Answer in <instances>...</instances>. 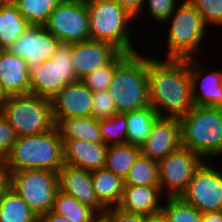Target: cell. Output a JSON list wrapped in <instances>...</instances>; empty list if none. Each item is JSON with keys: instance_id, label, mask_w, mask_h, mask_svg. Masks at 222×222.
Wrapping results in <instances>:
<instances>
[{"instance_id": "obj_1", "label": "cell", "mask_w": 222, "mask_h": 222, "mask_svg": "<svg viewBox=\"0 0 222 222\" xmlns=\"http://www.w3.org/2000/svg\"><path fill=\"white\" fill-rule=\"evenodd\" d=\"M147 54L149 103L159 117L180 118L193 107L188 59Z\"/></svg>"}, {"instance_id": "obj_2", "label": "cell", "mask_w": 222, "mask_h": 222, "mask_svg": "<svg viewBox=\"0 0 222 222\" xmlns=\"http://www.w3.org/2000/svg\"><path fill=\"white\" fill-rule=\"evenodd\" d=\"M162 28L166 34L163 41L161 39L159 42L163 43L165 40L164 51H161L163 55H158V50L153 55L174 59L198 58L204 56L203 54L207 56L203 53L206 51L203 48L213 34L189 0H182L176 6L172 15L162 24Z\"/></svg>"}, {"instance_id": "obj_3", "label": "cell", "mask_w": 222, "mask_h": 222, "mask_svg": "<svg viewBox=\"0 0 222 222\" xmlns=\"http://www.w3.org/2000/svg\"><path fill=\"white\" fill-rule=\"evenodd\" d=\"M89 16L90 39L108 42L121 52H139L138 37L133 30L139 22L115 0H86ZM133 29V30H132ZM135 34V35H134ZM135 37V39H133ZM133 39V40H132ZM139 46L137 47V45ZM144 47V48H143Z\"/></svg>"}, {"instance_id": "obj_4", "label": "cell", "mask_w": 222, "mask_h": 222, "mask_svg": "<svg viewBox=\"0 0 222 222\" xmlns=\"http://www.w3.org/2000/svg\"><path fill=\"white\" fill-rule=\"evenodd\" d=\"M181 146L206 161L222 157V108L194 106L179 118Z\"/></svg>"}, {"instance_id": "obj_5", "label": "cell", "mask_w": 222, "mask_h": 222, "mask_svg": "<svg viewBox=\"0 0 222 222\" xmlns=\"http://www.w3.org/2000/svg\"><path fill=\"white\" fill-rule=\"evenodd\" d=\"M4 164L10 172L43 169L58 173L64 160L63 141L56 126L43 134L18 137Z\"/></svg>"}, {"instance_id": "obj_6", "label": "cell", "mask_w": 222, "mask_h": 222, "mask_svg": "<svg viewBox=\"0 0 222 222\" xmlns=\"http://www.w3.org/2000/svg\"><path fill=\"white\" fill-rule=\"evenodd\" d=\"M147 53L129 54L116 68L108 88L117 113H128L149 106Z\"/></svg>"}, {"instance_id": "obj_7", "label": "cell", "mask_w": 222, "mask_h": 222, "mask_svg": "<svg viewBox=\"0 0 222 222\" xmlns=\"http://www.w3.org/2000/svg\"><path fill=\"white\" fill-rule=\"evenodd\" d=\"M0 114L18 137L43 134L55 127L51 100L33 94L9 96Z\"/></svg>"}, {"instance_id": "obj_8", "label": "cell", "mask_w": 222, "mask_h": 222, "mask_svg": "<svg viewBox=\"0 0 222 222\" xmlns=\"http://www.w3.org/2000/svg\"><path fill=\"white\" fill-rule=\"evenodd\" d=\"M71 53L72 43H59L51 59L30 67L29 94L51 100L66 84L78 81Z\"/></svg>"}, {"instance_id": "obj_9", "label": "cell", "mask_w": 222, "mask_h": 222, "mask_svg": "<svg viewBox=\"0 0 222 222\" xmlns=\"http://www.w3.org/2000/svg\"><path fill=\"white\" fill-rule=\"evenodd\" d=\"M12 189L39 217L52 211L59 191L58 174L43 169L11 172Z\"/></svg>"}, {"instance_id": "obj_10", "label": "cell", "mask_w": 222, "mask_h": 222, "mask_svg": "<svg viewBox=\"0 0 222 222\" xmlns=\"http://www.w3.org/2000/svg\"><path fill=\"white\" fill-rule=\"evenodd\" d=\"M211 162L205 160L202 163L180 195L184 202L194 206L200 213L222 210V163Z\"/></svg>"}, {"instance_id": "obj_11", "label": "cell", "mask_w": 222, "mask_h": 222, "mask_svg": "<svg viewBox=\"0 0 222 222\" xmlns=\"http://www.w3.org/2000/svg\"><path fill=\"white\" fill-rule=\"evenodd\" d=\"M60 43H77L90 39L86 0H62L43 25Z\"/></svg>"}, {"instance_id": "obj_12", "label": "cell", "mask_w": 222, "mask_h": 222, "mask_svg": "<svg viewBox=\"0 0 222 222\" xmlns=\"http://www.w3.org/2000/svg\"><path fill=\"white\" fill-rule=\"evenodd\" d=\"M204 161L200 155L182 146L161 159L158 162V171L164 196L180 197Z\"/></svg>"}, {"instance_id": "obj_13", "label": "cell", "mask_w": 222, "mask_h": 222, "mask_svg": "<svg viewBox=\"0 0 222 222\" xmlns=\"http://www.w3.org/2000/svg\"><path fill=\"white\" fill-rule=\"evenodd\" d=\"M202 58H188L194 106L222 108V67L206 65L210 58L204 63Z\"/></svg>"}, {"instance_id": "obj_14", "label": "cell", "mask_w": 222, "mask_h": 222, "mask_svg": "<svg viewBox=\"0 0 222 222\" xmlns=\"http://www.w3.org/2000/svg\"><path fill=\"white\" fill-rule=\"evenodd\" d=\"M60 41L44 26L30 25L8 51L22 57L29 68L52 58Z\"/></svg>"}, {"instance_id": "obj_15", "label": "cell", "mask_w": 222, "mask_h": 222, "mask_svg": "<svg viewBox=\"0 0 222 222\" xmlns=\"http://www.w3.org/2000/svg\"><path fill=\"white\" fill-rule=\"evenodd\" d=\"M180 147L181 125L179 118L158 117L140 150L141 155L159 162Z\"/></svg>"}, {"instance_id": "obj_16", "label": "cell", "mask_w": 222, "mask_h": 222, "mask_svg": "<svg viewBox=\"0 0 222 222\" xmlns=\"http://www.w3.org/2000/svg\"><path fill=\"white\" fill-rule=\"evenodd\" d=\"M93 92L81 81L66 84L52 99L55 125L63 118L92 116Z\"/></svg>"}, {"instance_id": "obj_17", "label": "cell", "mask_w": 222, "mask_h": 222, "mask_svg": "<svg viewBox=\"0 0 222 222\" xmlns=\"http://www.w3.org/2000/svg\"><path fill=\"white\" fill-rule=\"evenodd\" d=\"M121 51L114 45L89 39L72 43L71 62L78 80L110 63Z\"/></svg>"}, {"instance_id": "obj_18", "label": "cell", "mask_w": 222, "mask_h": 222, "mask_svg": "<svg viewBox=\"0 0 222 222\" xmlns=\"http://www.w3.org/2000/svg\"><path fill=\"white\" fill-rule=\"evenodd\" d=\"M57 174L59 191L76 198L82 205L88 206L100 217L103 216L107 209L96 197L90 170L64 164Z\"/></svg>"}, {"instance_id": "obj_19", "label": "cell", "mask_w": 222, "mask_h": 222, "mask_svg": "<svg viewBox=\"0 0 222 222\" xmlns=\"http://www.w3.org/2000/svg\"><path fill=\"white\" fill-rule=\"evenodd\" d=\"M62 141L64 164L90 171L105 167L108 149L105 143H90L77 139Z\"/></svg>"}, {"instance_id": "obj_20", "label": "cell", "mask_w": 222, "mask_h": 222, "mask_svg": "<svg viewBox=\"0 0 222 222\" xmlns=\"http://www.w3.org/2000/svg\"><path fill=\"white\" fill-rule=\"evenodd\" d=\"M164 199L160 186L124 185L117 207L131 213L152 215L161 212Z\"/></svg>"}, {"instance_id": "obj_21", "label": "cell", "mask_w": 222, "mask_h": 222, "mask_svg": "<svg viewBox=\"0 0 222 222\" xmlns=\"http://www.w3.org/2000/svg\"><path fill=\"white\" fill-rule=\"evenodd\" d=\"M30 68L26 61L8 50L0 55V82L9 96L29 94Z\"/></svg>"}, {"instance_id": "obj_22", "label": "cell", "mask_w": 222, "mask_h": 222, "mask_svg": "<svg viewBox=\"0 0 222 222\" xmlns=\"http://www.w3.org/2000/svg\"><path fill=\"white\" fill-rule=\"evenodd\" d=\"M55 126L62 140L77 139L90 143H104L99 121L92 116L63 118Z\"/></svg>"}, {"instance_id": "obj_23", "label": "cell", "mask_w": 222, "mask_h": 222, "mask_svg": "<svg viewBox=\"0 0 222 222\" xmlns=\"http://www.w3.org/2000/svg\"><path fill=\"white\" fill-rule=\"evenodd\" d=\"M93 190L99 202L106 208L117 207L122 198L124 180L104 168L91 171Z\"/></svg>"}, {"instance_id": "obj_24", "label": "cell", "mask_w": 222, "mask_h": 222, "mask_svg": "<svg viewBox=\"0 0 222 222\" xmlns=\"http://www.w3.org/2000/svg\"><path fill=\"white\" fill-rule=\"evenodd\" d=\"M29 26L12 1L0 0V45L4 50H8Z\"/></svg>"}, {"instance_id": "obj_25", "label": "cell", "mask_w": 222, "mask_h": 222, "mask_svg": "<svg viewBox=\"0 0 222 222\" xmlns=\"http://www.w3.org/2000/svg\"><path fill=\"white\" fill-rule=\"evenodd\" d=\"M158 117L156 110L150 105L126 113V143L140 148L149 136Z\"/></svg>"}, {"instance_id": "obj_26", "label": "cell", "mask_w": 222, "mask_h": 222, "mask_svg": "<svg viewBox=\"0 0 222 222\" xmlns=\"http://www.w3.org/2000/svg\"><path fill=\"white\" fill-rule=\"evenodd\" d=\"M52 212L70 222H98L101 219L94 210L61 191L56 194Z\"/></svg>"}, {"instance_id": "obj_27", "label": "cell", "mask_w": 222, "mask_h": 222, "mask_svg": "<svg viewBox=\"0 0 222 222\" xmlns=\"http://www.w3.org/2000/svg\"><path fill=\"white\" fill-rule=\"evenodd\" d=\"M140 155L141 150L137 146L127 143L109 145L106 152L105 168L124 180Z\"/></svg>"}, {"instance_id": "obj_28", "label": "cell", "mask_w": 222, "mask_h": 222, "mask_svg": "<svg viewBox=\"0 0 222 222\" xmlns=\"http://www.w3.org/2000/svg\"><path fill=\"white\" fill-rule=\"evenodd\" d=\"M0 222H38V216L11 188L0 198Z\"/></svg>"}, {"instance_id": "obj_29", "label": "cell", "mask_w": 222, "mask_h": 222, "mask_svg": "<svg viewBox=\"0 0 222 222\" xmlns=\"http://www.w3.org/2000/svg\"><path fill=\"white\" fill-rule=\"evenodd\" d=\"M124 185L160 186L158 162L140 155L124 179Z\"/></svg>"}, {"instance_id": "obj_30", "label": "cell", "mask_w": 222, "mask_h": 222, "mask_svg": "<svg viewBox=\"0 0 222 222\" xmlns=\"http://www.w3.org/2000/svg\"><path fill=\"white\" fill-rule=\"evenodd\" d=\"M62 0H13L20 14L30 25L43 26L50 13Z\"/></svg>"}, {"instance_id": "obj_31", "label": "cell", "mask_w": 222, "mask_h": 222, "mask_svg": "<svg viewBox=\"0 0 222 222\" xmlns=\"http://www.w3.org/2000/svg\"><path fill=\"white\" fill-rule=\"evenodd\" d=\"M161 211L167 222H202L201 213L180 197H165Z\"/></svg>"}, {"instance_id": "obj_32", "label": "cell", "mask_w": 222, "mask_h": 222, "mask_svg": "<svg viewBox=\"0 0 222 222\" xmlns=\"http://www.w3.org/2000/svg\"><path fill=\"white\" fill-rule=\"evenodd\" d=\"M129 55L126 52H120L110 63L102 66L90 74H87L81 81L92 91L98 92L107 90L113 79L117 66Z\"/></svg>"}, {"instance_id": "obj_33", "label": "cell", "mask_w": 222, "mask_h": 222, "mask_svg": "<svg viewBox=\"0 0 222 222\" xmlns=\"http://www.w3.org/2000/svg\"><path fill=\"white\" fill-rule=\"evenodd\" d=\"M99 128L104 143L107 146L126 143V113H116L114 116L109 117L108 119L100 120Z\"/></svg>"}, {"instance_id": "obj_34", "label": "cell", "mask_w": 222, "mask_h": 222, "mask_svg": "<svg viewBox=\"0 0 222 222\" xmlns=\"http://www.w3.org/2000/svg\"><path fill=\"white\" fill-rule=\"evenodd\" d=\"M181 1L182 0H145L144 8L135 20L140 21L143 20L142 17H146V19L149 17L153 20L152 23L155 21L156 25L160 28L172 15L176 6Z\"/></svg>"}, {"instance_id": "obj_35", "label": "cell", "mask_w": 222, "mask_h": 222, "mask_svg": "<svg viewBox=\"0 0 222 222\" xmlns=\"http://www.w3.org/2000/svg\"><path fill=\"white\" fill-rule=\"evenodd\" d=\"M189 2L195 7V9L201 15L205 24L209 27L213 34L220 33L222 29V0H189ZM213 26V27H212Z\"/></svg>"}, {"instance_id": "obj_36", "label": "cell", "mask_w": 222, "mask_h": 222, "mask_svg": "<svg viewBox=\"0 0 222 222\" xmlns=\"http://www.w3.org/2000/svg\"><path fill=\"white\" fill-rule=\"evenodd\" d=\"M113 98L107 90L93 92L92 117L98 121L108 119L116 114Z\"/></svg>"}, {"instance_id": "obj_37", "label": "cell", "mask_w": 222, "mask_h": 222, "mask_svg": "<svg viewBox=\"0 0 222 222\" xmlns=\"http://www.w3.org/2000/svg\"><path fill=\"white\" fill-rule=\"evenodd\" d=\"M12 125L0 114V162H4L12 146L17 141Z\"/></svg>"}, {"instance_id": "obj_38", "label": "cell", "mask_w": 222, "mask_h": 222, "mask_svg": "<svg viewBox=\"0 0 222 222\" xmlns=\"http://www.w3.org/2000/svg\"><path fill=\"white\" fill-rule=\"evenodd\" d=\"M146 216L145 214L127 212L119 207H112L107 209L101 219L103 222H145Z\"/></svg>"}, {"instance_id": "obj_39", "label": "cell", "mask_w": 222, "mask_h": 222, "mask_svg": "<svg viewBox=\"0 0 222 222\" xmlns=\"http://www.w3.org/2000/svg\"><path fill=\"white\" fill-rule=\"evenodd\" d=\"M125 10H127L134 18H136L143 10L145 0H115Z\"/></svg>"}, {"instance_id": "obj_40", "label": "cell", "mask_w": 222, "mask_h": 222, "mask_svg": "<svg viewBox=\"0 0 222 222\" xmlns=\"http://www.w3.org/2000/svg\"><path fill=\"white\" fill-rule=\"evenodd\" d=\"M11 172L0 162V198L11 189Z\"/></svg>"}, {"instance_id": "obj_41", "label": "cell", "mask_w": 222, "mask_h": 222, "mask_svg": "<svg viewBox=\"0 0 222 222\" xmlns=\"http://www.w3.org/2000/svg\"><path fill=\"white\" fill-rule=\"evenodd\" d=\"M38 222H70L65 217L59 216L52 211L38 217Z\"/></svg>"}, {"instance_id": "obj_42", "label": "cell", "mask_w": 222, "mask_h": 222, "mask_svg": "<svg viewBox=\"0 0 222 222\" xmlns=\"http://www.w3.org/2000/svg\"><path fill=\"white\" fill-rule=\"evenodd\" d=\"M202 222H222V210L216 212L201 213Z\"/></svg>"}, {"instance_id": "obj_43", "label": "cell", "mask_w": 222, "mask_h": 222, "mask_svg": "<svg viewBox=\"0 0 222 222\" xmlns=\"http://www.w3.org/2000/svg\"><path fill=\"white\" fill-rule=\"evenodd\" d=\"M145 222H167L165 215L161 212L147 215Z\"/></svg>"}, {"instance_id": "obj_44", "label": "cell", "mask_w": 222, "mask_h": 222, "mask_svg": "<svg viewBox=\"0 0 222 222\" xmlns=\"http://www.w3.org/2000/svg\"><path fill=\"white\" fill-rule=\"evenodd\" d=\"M8 98H9V95L3 89V86L1 85V82H0V113L2 111L4 103L8 100Z\"/></svg>"}, {"instance_id": "obj_45", "label": "cell", "mask_w": 222, "mask_h": 222, "mask_svg": "<svg viewBox=\"0 0 222 222\" xmlns=\"http://www.w3.org/2000/svg\"><path fill=\"white\" fill-rule=\"evenodd\" d=\"M4 51V49L1 47V45H0V55H1V53Z\"/></svg>"}]
</instances>
